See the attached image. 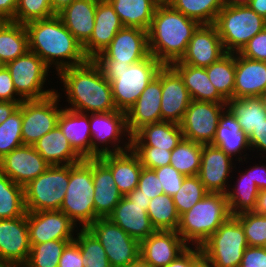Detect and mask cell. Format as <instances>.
<instances>
[{
  "instance_id": "54",
  "label": "cell",
  "mask_w": 266,
  "mask_h": 267,
  "mask_svg": "<svg viewBox=\"0 0 266 267\" xmlns=\"http://www.w3.org/2000/svg\"><path fill=\"white\" fill-rule=\"evenodd\" d=\"M0 101L22 103L24 100L17 94L9 70L4 65L0 69Z\"/></svg>"
},
{
  "instance_id": "70",
  "label": "cell",
  "mask_w": 266,
  "mask_h": 267,
  "mask_svg": "<svg viewBox=\"0 0 266 267\" xmlns=\"http://www.w3.org/2000/svg\"><path fill=\"white\" fill-rule=\"evenodd\" d=\"M0 267H15V266L7 262L0 261Z\"/></svg>"
},
{
  "instance_id": "45",
  "label": "cell",
  "mask_w": 266,
  "mask_h": 267,
  "mask_svg": "<svg viewBox=\"0 0 266 267\" xmlns=\"http://www.w3.org/2000/svg\"><path fill=\"white\" fill-rule=\"evenodd\" d=\"M73 240H53L31 246L27 262L22 267H58L66 245Z\"/></svg>"
},
{
  "instance_id": "60",
  "label": "cell",
  "mask_w": 266,
  "mask_h": 267,
  "mask_svg": "<svg viewBox=\"0 0 266 267\" xmlns=\"http://www.w3.org/2000/svg\"><path fill=\"white\" fill-rule=\"evenodd\" d=\"M18 0H0V21H14Z\"/></svg>"
},
{
  "instance_id": "29",
  "label": "cell",
  "mask_w": 266,
  "mask_h": 267,
  "mask_svg": "<svg viewBox=\"0 0 266 267\" xmlns=\"http://www.w3.org/2000/svg\"><path fill=\"white\" fill-rule=\"evenodd\" d=\"M98 158L111 170L116 187L123 196L138 187L143 166L138 155L132 149L105 154Z\"/></svg>"
},
{
  "instance_id": "56",
  "label": "cell",
  "mask_w": 266,
  "mask_h": 267,
  "mask_svg": "<svg viewBox=\"0 0 266 267\" xmlns=\"http://www.w3.org/2000/svg\"><path fill=\"white\" fill-rule=\"evenodd\" d=\"M58 267H84L79 245L74 240L64 248Z\"/></svg>"
},
{
  "instance_id": "3",
  "label": "cell",
  "mask_w": 266,
  "mask_h": 267,
  "mask_svg": "<svg viewBox=\"0 0 266 267\" xmlns=\"http://www.w3.org/2000/svg\"><path fill=\"white\" fill-rule=\"evenodd\" d=\"M201 24L169 4H158L148 29L150 54L162 65L181 60L194 32Z\"/></svg>"
},
{
  "instance_id": "46",
  "label": "cell",
  "mask_w": 266,
  "mask_h": 267,
  "mask_svg": "<svg viewBox=\"0 0 266 267\" xmlns=\"http://www.w3.org/2000/svg\"><path fill=\"white\" fill-rule=\"evenodd\" d=\"M23 145L22 140V103L0 124V159L13 149Z\"/></svg>"
},
{
  "instance_id": "19",
  "label": "cell",
  "mask_w": 266,
  "mask_h": 267,
  "mask_svg": "<svg viewBox=\"0 0 266 267\" xmlns=\"http://www.w3.org/2000/svg\"><path fill=\"white\" fill-rule=\"evenodd\" d=\"M49 166L33 145H22L0 159V171L23 187Z\"/></svg>"
},
{
  "instance_id": "20",
  "label": "cell",
  "mask_w": 266,
  "mask_h": 267,
  "mask_svg": "<svg viewBox=\"0 0 266 267\" xmlns=\"http://www.w3.org/2000/svg\"><path fill=\"white\" fill-rule=\"evenodd\" d=\"M225 54L216 26L214 24H201L191 37L184 56L173 64H187L205 68L217 62Z\"/></svg>"
},
{
  "instance_id": "34",
  "label": "cell",
  "mask_w": 266,
  "mask_h": 267,
  "mask_svg": "<svg viewBox=\"0 0 266 267\" xmlns=\"http://www.w3.org/2000/svg\"><path fill=\"white\" fill-rule=\"evenodd\" d=\"M182 78L192 100L226 103L209 80L204 67H195L187 64L170 65Z\"/></svg>"
},
{
  "instance_id": "4",
  "label": "cell",
  "mask_w": 266,
  "mask_h": 267,
  "mask_svg": "<svg viewBox=\"0 0 266 267\" xmlns=\"http://www.w3.org/2000/svg\"><path fill=\"white\" fill-rule=\"evenodd\" d=\"M96 63L111 83L115 107L125 113L135 104L163 66L151 54L129 66H113L109 62Z\"/></svg>"
},
{
  "instance_id": "69",
  "label": "cell",
  "mask_w": 266,
  "mask_h": 267,
  "mask_svg": "<svg viewBox=\"0 0 266 267\" xmlns=\"http://www.w3.org/2000/svg\"><path fill=\"white\" fill-rule=\"evenodd\" d=\"M259 97L261 98L262 105L266 110V90Z\"/></svg>"
},
{
  "instance_id": "25",
  "label": "cell",
  "mask_w": 266,
  "mask_h": 267,
  "mask_svg": "<svg viewBox=\"0 0 266 267\" xmlns=\"http://www.w3.org/2000/svg\"><path fill=\"white\" fill-rule=\"evenodd\" d=\"M211 145L222 149L235 162L238 161L239 165L248 159L249 153H246L247 150L251 152L248 136L242 131L235 116L227 108L219 118L216 134Z\"/></svg>"
},
{
  "instance_id": "10",
  "label": "cell",
  "mask_w": 266,
  "mask_h": 267,
  "mask_svg": "<svg viewBox=\"0 0 266 267\" xmlns=\"http://www.w3.org/2000/svg\"><path fill=\"white\" fill-rule=\"evenodd\" d=\"M200 247L215 267H239L248 244L241 223L230 216Z\"/></svg>"
},
{
  "instance_id": "38",
  "label": "cell",
  "mask_w": 266,
  "mask_h": 267,
  "mask_svg": "<svg viewBox=\"0 0 266 267\" xmlns=\"http://www.w3.org/2000/svg\"><path fill=\"white\" fill-rule=\"evenodd\" d=\"M29 50L28 34L24 24L0 21V60L4 65Z\"/></svg>"
},
{
  "instance_id": "2",
  "label": "cell",
  "mask_w": 266,
  "mask_h": 267,
  "mask_svg": "<svg viewBox=\"0 0 266 267\" xmlns=\"http://www.w3.org/2000/svg\"><path fill=\"white\" fill-rule=\"evenodd\" d=\"M29 50L37 54L55 74L62 69L85 63L83 46L56 14L47 19L25 24ZM53 65V66H52Z\"/></svg>"
},
{
  "instance_id": "58",
  "label": "cell",
  "mask_w": 266,
  "mask_h": 267,
  "mask_svg": "<svg viewBox=\"0 0 266 267\" xmlns=\"http://www.w3.org/2000/svg\"><path fill=\"white\" fill-rule=\"evenodd\" d=\"M251 151H257L261 155L262 160L266 159V120L257 128L253 129L252 134L248 137ZM260 151V152H259ZM263 153V154H262ZM264 155V156H262Z\"/></svg>"
},
{
  "instance_id": "1",
  "label": "cell",
  "mask_w": 266,
  "mask_h": 267,
  "mask_svg": "<svg viewBox=\"0 0 266 267\" xmlns=\"http://www.w3.org/2000/svg\"><path fill=\"white\" fill-rule=\"evenodd\" d=\"M57 76L68 102L64 108L87 114L117 110L111 83L94 59L62 69Z\"/></svg>"
},
{
  "instance_id": "48",
  "label": "cell",
  "mask_w": 266,
  "mask_h": 267,
  "mask_svg": "<svg viewBox=\"0 0 266 267\" xmlns=\"http://www.w3.org/2000/svg\"><path fill=\"white\" fill-rule=\"evenodd\" d=\"M55 15L51 0H18L15 22L25 25Z\"/></svg>"
},
{
  "instance_id": "64",
  "label": "cell",
  "mask_w": 266,
  "mask_h": 267,
  "mask_svg": "<svg viewBox=\"0 0 266 267\" xmlns=\"http://www.w3.org/2000/svg\"><path fill=\"white\" fill-rule=\"evenodd\" d=\"M246 4L258 15L266 19V0H248Z\"/></svg>"
},
{
  "instance_id": "33",
  "label": "cell",
  "mask_w": 266,
  "mask_h": 267,
  "mask_svg": "<svg viewBox=\"0 0 266 267\" xmlns=\"http://www.w3.org/2000/svg\"><path fill=\"white\" fill-rule=\"evenodd\" d=\"M33 147L50 165H71L83 160L58 126L43 135Z\"/></svg>"
},
{
  "instance_id": "15",
  "label": "cell",
  "mask_w": 266,
  "mask_h": 267,
  "mask_svg": "<svg viewBox=\"0 0 266 267\" xmlns=\"http://www.w3.org/2000/svg\"><path fill=\"white\" fill-rule=\"evenodd\" d=\"M226 103L192 100L182 122L183 138L201 144H211Z\"/></svg>"
},
{
  "instance_id": "12",
  "label": "cell",
  "mask_w": 266,
  "mask_h": 267,
  "mask_svg": "<svg viewBox=\"0 0 266 267\" xmlns=\"http://www.w3.org/2000/svg\"><path fill=\"white\" fill-rule=\"evenodd\" d=\"M87 229L103 246L111 267H125L140 259V242L109 218H98Z\"/></svg>"
},
{
  "instance_id": "27",
  "label": "cell",
  "mask_w": 266,
  "mask_h": 267,
  "mask_svg": "<svg viewBox=\"0 0 266 267\" xmlns=\"http://www.w3.org/2000/svg\"><path fill=\"white\" fill-rule=\"evenodd\" d=\"M266 90V61L235 53L233 98L260 96Z\"/></svg>"
},
{
  "instance_id": "13",
  "label": "cell",
  "mask_w": 266,
  "mask_h": 267,
  "mask_svg": "<svg viewBox=\"0 0 266 267\" xmlns=\"http://www.w3.org/2000/svg\"><path fill=\"white\" fill-rule=\"evenodd\" d=\"M61 92H56L40 100L22 102L23 145H33L43 135L53 130L63 109L59 104ZM60 105V106H59Z\"/></svg>"
},
{
  "instance_id": "24",
  "label": "cell",
  "mask_w": 266,
  "mask_h": 267,
  "mask_svg": "<svg viewBox=\"0 0 266 267\" xmlns=\"http://www.w3.org/2000/svg\"><path fill=\"white\" fill-rule=\"evenodd\" d=\"M124 26L108 1H98L94 29L90 40L83 46L88 59H95Z\"/></svg>"
},
{
  "instance_id": "49",
  "label": "cell",
  "mask_w": 266,
  "mask_h": 267,
  "mask_svg": "<svg viewBox=\"0 0 266 267\" xmlns=\"http://www.w3.org/2000/svg\"><path fill=\"white\" fill-rule=\"evenodd\" d=\"M241 223L248 246L263 247L266 242V216L244 212L235 216Z\"/></svg>"
},
{
  "instance_id": "52",
  "label": "cell",
  "mask_w": 266,
  "mask_h": 267,
  "mask_svg": "<svg viewBox=\"0 0 266 267\" xmlns=\"http://www.w3.org/2000/svg\"><path fill=\"white\" fill-rule=\"evenodd\" d=\"M138 189L142 191L149 199L164 194L162 185L159 182V178L156 175L154 169H149L146 167L142 168V171L139 176Z\"/></svg>"
},
{
  "instance_id": "7",
  "label": "cell",
  "mask_w": 266,
  "mask_h": 267,
  "mask_svg": "<svg viewBox=\"0 0 266 267\" xmlns=\"http://www.w3.org/2000/svg\"><path fill=\"white\" fill-rule=\"evenodd\" d=\"M214 25L226 53H239L257 33L266 27V19L247 4L226 3Z\"/></svg>"
},
{
  "instance_id": "59",
  "label": "cell",
  "mask_w": 266,
  "mask_h": 267,
  "mask_svg": "<svg viewBox=\"0 0 266 267\" xmlns=\"http://www.w3.org/2000/svg\"><path fill=\"white\" fill-rule=\"evenodd\" d=\"M255 165V166H254ZM253 166L250 165V178L253 182L256 183L257 188L260 190L266 189V164L259 163L254 164Z\"/></svg>"
},
{
  "instance_id": "43",
  "label": "cell",
  "mask_w": 266,
  "mask_h": 267,
  "mask_svg": "<svg viewBox=\"0 0 266 267\" xmlns=\"http://www.w3.org/2000/svg\"><path fill=\"white\" fill-rule=\"evenodd\" d=\"M147 213L155 230H177L180 215L172 197L160 194L150 199Z\"/></svg>"
},
{
  "instance_id": "51",
  "label": "cell",
  "mask_w": 266,
  "mask_h": 267,
  "mask_svg": "<svg viewBox=\"0 0 266 267\" xmlns=\"http://www.w3.org/2000/svg\"><path fill=\"white\" fill-rule=\"evenodd\" d=\"M154 171L159 178L164 194L170 197L174 196L178 192L184 178L186 177L170 164L161 168H156Z\"/></svg>"
},
{
  "instance_id": "11",
  "label": "cell",
  "mask_w": 266,
  "mask_h": 267,
  "mask_svg": "<svg viewBox=\"0 0 266 267\" xmlns=\"http://www.w3.org/2000/svg\"><path fill=\"white\" fill-rule=\"evenodd\" d=\"M5 66L10 72L17 94L23 100H40L56 92L54 87L45 89L46 81L50 76L48 73L51 71L34 52L28 50Z\"/></svg>"
},
{
  "instance_id": "22",
  "label": "cell",
  "mask_w": 266,
  "mask_h": 267,
  "mask_svg": "<svg viewBox=\"0 0 266 267\" xmlns=\"http://www.w3.org/2000/svg\"><path fill=\"white\" fill-rule=\"evenodd\" d=\"M192 98L180 75L170 66H162V121L180 124Z\"/></svg>"
},
{
  "instance_id": "18",
  "label": "cell",
  "mask_w": 266,
  "mask_h": 267,
  "mask_svg": "<svg viewBox=\"0 0 266 267\" xmlns=\"http://www.w3.org/2000/svg\"><path fill=\"white\" fill-rule=\"evenodd\" d=\"M30 249L27 212L18 218L0 219V261L22 267Z\"/></svg>"
},
{
  "instance_id": "72",
  "label": "cell",
  "mask_w": 266,
  "mask_h": 267,
  "mask_svg": "<svg viewBox=\"0 0 266 267\" xmlns=\"http://www.w3.org/2000/svg\"><path fill=\"white\" fill-rule=\"evenodd\" d=\"M4 66V64L2 63V61L0 60V69Z\"/></svg>"
},
{
  "instance_id": "65",
  "label": "cell",
  "mask_w": 266,
  "mask_h": 267,
  "mask_svg": "<svg viewBox=\"0 0 266 267\" xmlns=\"http://www.w3.org/2000/svg\"><path fill=\"white\" fill-rule=\"evenodd\" d=\"M74 0H51L52 8L55 14H58L66 6H69Z\"/></svg>"
},
{
  "instance_id": "36",
  "label": "cell",
  "mask_w": 266,
  "mask_h": 267,
  "mask_svg": "<svg viewBox=\"0 0 266 267\" xmlns=\"http://www.w3.org/2000/svg\"><path fill=\"white\" fill-rule=\"evenodd\" d=\"M124 27L148 31L158 3L154 0H108Z\"/></svg>"
},
{
  "instance_id": "31",
  "label": "cell",
  "mask_w": 266,
  "mask_h": 267,
  "mask_svg": "<svg viewBox=\"0 0 266 267\" xmlns=\"http://www.w3.org/2000/svg\"><path fill=\"white\" fill-rule=\"evenodd\" d=\"M98 0H74L57 15L76 40L84 46L94 29Z\"/></svg>"
},
{
  "instance_id": "17",
  "label": "cell",
  "mask_w": 266,
  "mask_h": 267,
  "mask_svg": "<svg viewBox=\"0 0 266 267\" xmlns=\"http://www.w3.org/2000/svg\"><path fill=\"white\" fill-rule=\"evenodd\" d=\"M222 149L211 144H203L201 153V164L199 171L200 181L209 193L225 194L228 191L229 179L234 175L233 172L237 162H234ZM232 173V175L230 174Z\"/></svg>"
},
{
  "instance_id": "55",
  "label": "cell",
  "mask_w": 266,
  "mask_h": 267,
  "mask_svg": "<svg viewBox=\"0 0 266 267\" xmlns=\"http://www.w3.org/2000/svg\"><path fill=\"white\" fill-rule=\"evenodd\" d=\"M239 267H266V249L259 246H248Z\"/></svg>"
},
{
  "instance_id": "39",
  "label": "cell",
  "mask_w": 266,
  "mask_h": 267,
  "mask_svg": "<svg viewBox=\"0 0 266 267\" xmlns=\"http://www.w3.org/2000/svg\"><path fill=\"white\" fill-rule=\"evenodd\" d=\"M26 212L24 187L0 171V219L18 218Z\"/></svg>"
},
{
  "instance_id": "21",
  "label": "cell",
  "mask_w": 266,
  "mask_h": 267,
  "mask_svg": "<svg viewBox=\"0 0 266 267\" xmlns=\"http://www.w3.org/2000/svg\"><path fill=\"white\" fill-rule=\"evenodd\" d=\"M187 247L177 231L155 230L140 242V259L151 267H166Z\"/></svg>"
},
{
  "instance_id": "9",
  "label": "cell",
  "mask_w": 266,
  "mask_h": 267,
  "mask_svg": "<svg viewBox=\"0 0 266 267\" xmlns=\"http://www.w3.org/2000/svg\"><path fill=\"white\" fill-rule=\"evenodd\" d=\"M92 158L131 149L132 135L122 111L89 113ZM126 139H125V138ZM123 138V139H122ZM110 144V145H109Z\"/></svg>"
},
{
  "instance_id": "5",
  "label": "cell",
  "mask_w": 266,
  "mask_h": 267,
  "mask_svg": "<svg viewBox=\"0 0 266 267\" xmlns=\"http://www.w3.org/2000/svg\"><path fill=\"white\" fill-rule=\"evenodd\" d=\"M230 216L226 195L208 193L180 215L176 231L188 246L200 247Z\"/></svg>"
},
{
  "instance_id": "26",
  "label": "cell",
  "mask_w": 266,
  "mask_h": 267,
  "mask_svg": "<svg viewBox=\"0 0 266 267\" xmlns=\"http://www.w3.org/2000/svg\"><path fill=\"white\" fill-rule=\"evenodd\" d=\"M148 206L136 204L123 196L108 218L141 242L155 231L147 213Z\"/></svg>"
},
{
  "instance_id": "66",
  "label": "cell",
  "mask_w": 266,
  "mask_h": 267,
  "mask_svg": "<svg viewBox=\"0 0 266 267\" xmlns=\"http://www.w3.org/2000/svg\"><path fill=\"white\" fill-rule=\"evenodd\" d=\"M194 267H215L204 255L196 262Z\"/></svg>"
},
{
  "instance_id": "23",
  "label": "cell",
  "mask_w": 266,
  "mask_h": 267,
  "mask_svg": "<svg viewBox=\"0 0 266 267\" xmlns=\"http://www.w3.org/2000/svg\"><path fill=\"white\" fill-rule=\"evenodd\" d=\"M162 68L141 93L135 104L126 112L127 129L133 135L146 124L162 121Z\"/></svg>"
},
{
  "instance_id": "30",
  "label": "cell",
  "mask_w": 266,
  "mask_h": 267,
  "mask_svg": "<svg viewBox=\"0 0 266 267\" xmlns=\"http://www.w3.org/2000/svg\"><path fill=\"white\" fill-rule=\"evenodd\" d=\"M57 126L82 159L92 158L89 114L63 108Z\"/></svg>"
},
{
  "instance_id": "62",
  "label": "cell",
  "mask_w": 266,
  "mask_h": 267,
  "mask_svg": "<svg viewBox=\"0 0 266 267\" xmlns=\"http://www.w3.org/2000/svg\"><path fill=\"white\" fill-rule=\"evenodd\" d=\"M256 214L266 216V189L260 190L253 211Z\"/></svg>"
},
{
  "instance_id": "41",
  "label": "cell",
  "mask_w": 266,
  "mask_h": 267,
  "mask_svg": "<svg viewBox=\"0 0 266 267\" xmlns=\"http://www.w3.org/2000/svg\"><path fill=\"white\" fill-rule=\"evenodd\" d=\"M203 144L182 138L171 151L170 165L184 176H196L200 171Z\"/></svg>"
},
{
  "instance_id": "50",
  "label": "cell",
  "mask_w": 266,
  "mask_h": 267,
  "mask_svg": "<svg viewBox=\"0 0 266 267\" xmlns=\"http://www.w3.org/2000/svg\"><path fill=\"white\" fill-rule=\"evenodd\" d=\"M138 155L143 167L149 169L161 168L170 164L171 151L154 146H131Z\"/></svg>"
},
{
  "instance_id": "44",
  "label": "cell",
  "mask_w": 266,
  "mask_h": 267,
  "mask_svg": "<svg viewBox=\"0 0 266 267\" xmlns=\"http://www.w3.org/2000/svg\"><path fill=\"white\" fill-rule=\"evenodd\" d=\"M74 241L79 245L84 267H111L103 246L87 228L77 229Z\"/></svg>"
},
{
  "instance_id": "68",
  "label": "cell",
  "mask_w": 266,
  "mask_h": 267,
  "mask_svg": "<svg viewBox=\"0 0 266 267\" xmlns=\"http://www.w3.org/2000/svg\"><path fill=\"white\" fill-rule=\"evenodd\" d=\"M248 0H225V3L229 4H246Z\"/></svg>"
},
{
  "instance_id": "16",
  "label": "cell",
  "mask_w": 266,
  "mask_h": 267,
  "mask_svg": "<svg viewBox=\"0 0 266 267\" xmlns=\"http://www.w3.org/2000/svg\"><path fill=\"white\" fill-rule=\"evenodd\" d=\"M30 245L53 240H74L79 227L62 211H27ZM76 229V230H75Z\"/></svg>"
},
{
  "instance_id": "8",
  "label": "cell",
  "mask_w": 266,
  "mask_h": 267,
  "mask_svg": "<svg viewBox=\"0 0 266 267\" xmlns=\"http://www.w3.org/2000/svg\"><path fill=\"white\" fill-rule=\"evenodd\" d=\"M69 184V165H50L24 186L26 211L60 210Z\"/></svg>"
},
{
  "instance_id": "63",
  "label": "cell",
  "mask_w": 266,
  "mask_h": 267,
  "mask_svg": "<svg viewBox=\"0 0 266 267\" xmlns=\"http://www.w3.org/2000/svg\"><path fill=\"white\" fill-rule=\"evenodd\" d=\"M131 202H135L139 205H149L150 199L142 194V191L135 188L132 192L128 193L126 196Z\"/></svg>"
},
{
  "instance_id": "6",
  "label": "cell",
  "mask_w": 266,
  "mask_h": 267,
  "mask_svg": "<svg viewBox=\"0 0 266 267\" xmlns=\"http://www.w3.org/2000/svg\"><path fill=\"white\" fill-rule=\"evenodd\" d=\"M60 211L79 228H87L99 217L94 209L92 158L69 165V184Z\"/></svg>"
},
{
  "instance_id": "47",
  "label": "cell",
  "mask_w": 266,
  "mask_h": 267,
  "mask_svg": "<svg viewBox=\"0 0 266 267\" xmlns=\"http://www.w3.org/2000/svg\"><path fill=\"white\" fill-rule=\"evenodd\" d=\"M208 193L198 175L186 176L178 192L172 196L178 214L182 215L190 210Z\"/></svg>"
},
{
  "instance_id": "35",
  "label": "cell",
  "mask_w": 266,
  "mask_h": 267,
  "mask_svg": "<svg viewBox=\"0 0 266 267\" xmlns=\"http://www.w3.org/2000/svg\"><path fill=\"white\" fill-rule=\"evenodd\" d=\"M238 172L236 182L230 183L225 193L231 216L253 211L259 194L256 183L250 178V167L244 171L238 169Z\"/></svg>"
},
{
  "instance_id": "14",
  "label": "cell",
  "mask_w": 266,
  "mask_h": 267,
  "mask_svg": "<svg viewBox=\"0 0 266 267\" xmlns=\"http://www.w3.org/2000/svg\"><path fill=\"white\" fill-rule=\"evenodd\" d=\"M149 55L148 32L137 27H123L94 60L113 66H129Z\"/></svg>"
},
{
  "instance_id": "37",
  "label": "cell",
  "mask_w": 266,
  "mask_h": 267,
  "mask_svg": "<svg viewBox=\"0 0 266 267\" xmlns=\"http://www.w3.org/2000/svg\"><path fill=\"white\" fill-rule=\"evenodd\" d=\"M226 108L235 116L248 137L254 128L266 120V110L259 96L229 99L226 101Z\"/></svg>"
},
{
  "instance_id": "57",
  "label": "cell",
  "mask_w": 266,
  "mask_h": 267,
  "mask_svg": "<svg viewBox=\"0 0 266 267\" xmlns=\"http://www.w3.org/2000/svg\"><path fill=\"white\" fill-rule=\"evenodd\" d=\"M203 256L201 247L188 246L166 267H194L196 262Z\"/></svg>"
},
{
  "instance_id": "42",
  "label": "cell",
  "mask_w": 266,
  "mask_h": 267,
  "mask_svg": "<svg viewBox=\"0 0 266 267\" xmlns=\"http://www.w3.org/2000/svg\"><path fill=\"white\" fill-rule=\"evenodd\" d=\"M209 80L227 101L233 98L235 79V53H226L217 62L205 67Z\"/></svg>"
},
{
  "instance_id": "32",
  "label": "cell",
  "mask_w": 266,
  "mask_h": 267,
  "mask_svg": "<svg viewBox=\"0 0 266 267\" xmlns=\"http://www.w3.org/2000/svg\"><path fill=\"white\" fill-rule=\"evenodd\" d=\"M182 138L180 124L161 121L146 124L138 129L131 137V146H154L172 151Z\"/></svg>"
},
{
  "instance_id": "67",
  "label": "cell",
  "mask_w": 266,
  "mask_h": 267,
  "mask_svg": "<svg viewBox=\"0 0 266 267\" xmlns=\"http://www.w3.org/2000/svg\"><path fill=\"white\" fill-rule=\"evenodd\" d=\"M125 267H151L149 264L144 263L141 259H139L137 262L127 265Z\"/></svg>"
},
{
  "instance_id": "53",
  "label": "cell",
  "mask_w": 266,
  "mask_h": 267,
  "mask_svg": "<svg viewBox=\"0 0 266 267\" xmlns=\"http://www.w3.org/2000/svg\"><path fill=\"white\" fill-rule=\"evenodd\" d=\"M239 54L249 59L266 61V27L249 40Z\"/></svg>"
},
{
  "instance_id": "71",
  "label": "cell",
  "mask_w": 266,
  "mask_h": 267,
  "mask_svg": "<svg viewBox=\"0 0 266 267\" xmlns=\"http://www.w3.org/2000/svg\"><path fill=\"white\" fill-rule=\"evenodd\" d=\"M156 1L158 4H168L169 0H154Z\"/></svg>"
},
{
  "instance_id": "61",
  "label": "cell",
  "mask_w": 266,
  "mask_h": 267,
  "mask_svg": "<svg viewBox=\"0 0 266 267\" xmlns=\"http://www.w3.org/2000/svg\"><path fill=\"white\" fill-rule=\"evenodd\" d=\"M21 103L12 101H0V124H2Z\"/></svg>"
},
{
  "instance_id": "28",
  "label": "cell",
  "mask_w": 266,
  "mask_h": 267,
  "mask_svg": "<svg viewBox=\"0 0 266 267\" xmlns=\"http://www.w3.org/2000/svg\"><path fill=\"white\" fill-rule=\"evenodd\" d=\"M92 176L95 214L108 218L123 195L116 187L111 170L99 158H92Z\"/></svg>"
},
{
  "instance_id": "40",
  "label": "cell",
  "mask_w": 266,
  "mask_h": 267,
  "mask_svg": "<svg viewBox=\"0 0 266 267\" xmlns=\"http://www.w3.org/2000/svg\"><path fill=\"white\" fill-rule=\"evenodd\" d=\"M168 4L200 24H214L225 0H169Z\"/></svg>"
}]
</instances>
